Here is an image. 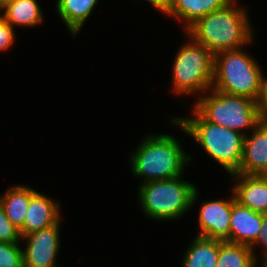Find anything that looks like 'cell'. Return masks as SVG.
<instances>
[{
    "label": "cell",
    "mask_w": 267,
    "mask_h": 267,
    "mask_svg": "<svg viewBox=\"0 0 267 267\" xmlns=\"http://www.w3.org/2000/svg\"><path fill=\"white\" fill-rule=\"evenodd\" d=\"M235 2L230 0L221 9L199 18L186 30L188 37L205 45L213 55L251 43L253 27L244 7H236Z\"/></svg>",
    "instance_id": "6da1fadb"
},
{
    "label": "cell",
    "mask_w": 267,
    "mask_h": 267,
    "mask_svg": "<svg viewBox=\"0 0 267 267\" xmlns=\"http://www.w3.org/2000/svg\"><path fill=\"white\" fill-rule=\"evenodd\" d=\"M132 173L144 182L182 176L191 161L180 143L169 134L146 135L130 157Z\"/></svg>",
    "instance_id": "7a4b0ae2"
},
{
    "label": "cell",
    "mask_w": 267,
    "mask_h": 267,
    "mask_svg": "<svg viewBox=\"0 0 267 267\" xmlns=\"http://www.w3.org/2000/svg\"><path fill=\"white\" fill-rule=\"evenodd\" d=\"M193 118H173L180 129L194 138L230 175L239 173L245 134L206 121L194 108Z\"/></svg>",
    "instance_id": "3957f363"
},
{
    "label": "cell",
    "mask_w": 267,
    "mask_h": 267,
    "mask_svg": "<svg viewBox=\"0 0 267 267\" xmlns=\"http://www.w3.org/2000/svg\"><path fill=\"white\" fill-rule=\"evenodd\" d=\"M181 177L141 183L138 198L145 215L156 221L176 220L195 205L198 188Z\"/></svg>",
    "instance_id": "277c9868"
},
{
    "label": "cell",
    "mask_w": 267,
    "mask_h": 267,
    "mask_svg": "<svg viewBox=\"0 0 267 267\" xmlns=\"http://www.w3.org/2000/svg\"><path fill=\"white\" fill-rule=\"evenodd\" d=\"M258 62L241 48L214 55L212 89L257 101L263 73Z\"/></svg>",
    "instance_id": "5b68a950"
},
{
    "label": "cell",
    "mask_w": 267,
    "mask_h": 267,
    "mask_svg": "<svg viewBox=\"0 0 267 267\" xmlns=\"http://www.w3.org/2000/svg\"><path fill=\"white\" fill-rule=\"evenodd\" d=\"M198 98L194 109L206 121L224 128L244 133L262 122L256 101L249 97L229 95L211 88L209 95Z\"/></svg>",
    "instance_id": "8992f818"
},
{
    "label": "cell",
    "mask_w": 267,
    "mask_h": 267,
    "mask_svg": "<svg viewBox=\"0 0 267 267\" xmlns=\"http://www.w3.org/2000/svg\"><path fill=\"white\" fill-rule=\"evenodd\" d=\"M189 39L175 55L172 90L183 95L207 93L213 86L214 55L205 45Z\"/></svg>",
    "instance_id": "52a82bcc"
},
{
    "label": "cell",
    "mask_w": 267,
    "mask_h": 267,
    "mask_svg": "<svg viewBox=\"0 0 267 267\" xmlns=\"http://www.w3.org/2000/svg\"><path fill=\"white\" fill-rule=\"evenodd\" d=\"M60 221L48 228L22 236L27 240L23 250V267H53L60 247Z\"/></svg>",
    "instance_id": "ba28073f"
},
{
    "label": "cell",
    "mask_w": 267,
    "mask_h": 267,
    "mask_svg": "<svg viewBox=\"0 0 267 267\" xmlns=\"http://www.w3.org/2000/svg\"><path fill=\"white\" fill-rule=\"evenodd\" d=\"M236 201L234 194L227 200L206 201L200 207L197 236L230 242V219L232 205Z\"/></svg>",
    "instance_id": "9c48e42d"
},
{
    "label": "cell",
    "mask_w": 267,
    "mask_h": 267,
    "mask_svg": "<svg viewBox=\"0 0 267 267\" xmlns=\"http://www.w3.org/2000/svg\"><path fill=\"white\" fill-rule=\"evenodd\" d=\"M251 132L244 137L239 173L267 175V122L262 121Z\"/></svg>",
    "instance_id": "30bf717a"
},
{
    "label": "cell",
    "mask_w": 267,
    "mask_h": 267,
    "mask_svg": "<svg viewBox=\"0 0 267 267\" xmlns=\"http://www.w3.org/2000/svg\"><path fill=\"white\" fill-rule=\"evenodd\" d=\"M236 201L254 212L267 214V175H246L235 173L232 177Z\"/></svg>",
    "instance_id": "8fae6325"
},
{
    "label": "cell",
    "mask_w": 267,
    "mask_h": 267,
    "mask_svg": "<svg viewBox=\"0 0 267 267\" xmlns=\"http://www.w3.org/2000/svg\"><path fill=\"white\" fill-rule=\"evenodd\" d=\"M59 211V202L37 191L30 198L23 227L19 230L21 237L57 224L60 221Z\"/></svg>",
    "instance_id": "7c38bea8"
},
{
    "label": "cell",
    "mask_w": 267,
    "mask_h": 267,
    "mask_svg": "<svg viewBox=\"0 0 267 267\" xmlns=\"http://www.w3.org/2000/svg\"><path fill=\"white\" fill-rule=\"evenodd\" d=\"M263 223V214L240 205H232L230 242L250 246L256 239Z\"/></svg>",
    "instance_id": "4fadbf2b"
},
{
    "label": "cell",
    "mask_w": 267,
    "mask_h": 267,
    "mask_svg": "<svg viewBox=\"0 0 267 267\" xmlns=\"http://www.w3.org/2000/svg\"><path fill=\"white\" fill-rule=\"evenodd\" d=\"M0 14L8 23L20 27H35L41 24L44 15L36 0H6L0 4Z\"/></svg>",
    "instance_id": "5bb4252c"
},
{
    "label": "cell",
    "mask_w": 267,
    "mask_h": 267,
    "mask_svg": "<svg viewBox=\"0 0 267 267\" xmlns=\"http://www.w3.org/2000/svg\"><path fill=\"white\" fill-rule=\"evenodd\" d=\"M230 0H171L166 13L185 22V31L199 18L221 9Z\"/></svg>",
    "instance_id": "9a60e30c"
},
{
    "label": "cell",
    "mask_w": 267,
    "mask_h": 267,
    "mask_svg": "<svg viewBox=\"0 0 267 267\" xmlns=\"http://www.w3.org/2000/svg\"><path fill=\"white\" fill-rule=\"evenodd\" d=\"M36 192L29 186L17 185L10 187L4 195L0 196V203L6 216L19 230L23 227L30 198Z\"/></svg>",
    "instance_id": "2e32d148"
},
{
    "label": "cell",
    "mask_w": 267,
    "mask_h": 267,
    "mask_svg": "<svg viewBox=\"0 0 267 267\" xmlns=\"http://www.w3.org/2000/svg\"><path fill=\"white\" fill-rule=\"evenodd\" d=\"M98 0H57L59 17L67 26L70 34L76 36L92 14Z\"/></svg>",
    "instance_id": "e0dca14e"
},
{
    "label": "cell",
    "mask_w": 267,
    "mask_h": 267,
    "mask_svg": "<svg viewBox=\"0 0 267 267\" xmlns=\"http://www.w3.org/2000/svg\"><path fill=\"white\" fill-rule=\"evenodd\" d=\"M220 240L194 237L191 245L185 251L183 267H216L219 255Z\"/></svg>",
    "instance_id": "ac0fdd59"
},
{
    "label": "cell",
    "mask_w": 267,
    "mask_h": 267,
    "mask_svg": "<svg viewBox=\"0 0 267 267\" xmlns=\"http://www.w3.org/2000/svg\"><path fill=\"white\" fill-rule=\"evenodd\" d=\"M257 263L249 246L220 241L216 267H255Z\"/></svg>",
    "instance_id": "d6986e66"
},
{
    "label": "cell",
    "mask_w": 267,
    "mask_h": 267,
    "mask_svg": "<svg viewBox=\"0 0 267 267\" xmlns=\"http://www.w3.org/2000/svg\"><path fill=\"white\" fill-rule=\"evenodd\" d=\"M0 267H23V250L19 242H0Z\"/></svg>",
    "instance_id": "ffe728a7"
},
{
    "label": "cell",
    "mask_w": 267,
    "mask_h": 267,
    "mask_svg": "<svg viewBox=\"0 0 267 267\" xmlns=\"http://www.w3.org/2000/svg\"><path fill=\"white\" fill-rule=\"evenodd\" d=\"M20 240H22V237L19 229L6 216L0 203V242L16 243L20 242Z\"/></svg>",
    "instance_id": "44dd1931"
},
{
    "label": "cell",
    "mask_w": 267,
    "mask_h": 267,
    "mask_svg": "<svg viewBox=\"0 0 267 267\" xmlns=\"http://www.w3.org/2000/svg\"><path fill=\"white\" fill-rule=\"evenodd\" d=\"M14 28L0 15V51L10 48L15 41Z\"/></svg>",
    "instance_id": "7402d4cb"
},
{
    "label": "cell",
    "mask_w": 267,
    "mask_h": 267,
    "mask_svg": "<svg viewBox=\"0 0 267 267\" xmlns=\"http://www.w3.org/2000/svg\"><path fill=\"white\" fill-rule=\"evenodd\" d=\"M261 120L267 122V78L262 76L260 94L256 101Z\"/></svg>",
    "instance_id": "603a6c76"
},
{
    "label": "cell",
    "mask_w": 267,
    "mask_h": 267,
    "mask_svg": "<svg viewBox=\"0 0 267 267\" xmlns=\"http://www.w3.org/2000/svg\"><path fill=\"white\" fill-rule=\"evenodd\" d=\"M256 244L257 245L261 244L262 245L261 247L264 249L263 256L267 255V214H263V223L259 230L257 239L249 246L253 251L256 260H258L257 255H255L256 253H254L256 251L254 250Z\"/></svg>",
    "instance_id": "cb8c5ba5"
},
{
    "label": "cell",
    "mask_w": 267,
    "mask_h": 267,
    "mask_svg": "<svg viewBox=\"0 0 267 267\" xmlns=\"http://www.w3.org/2000/svg\"><path fill=\"white\" fill-rule=\"evenodd\" d=\"M150 4H152L153 7L161 11L162 13L166 14L170 5L171 0H146Z\"/></svg>",
    "instance_id": "d4e9b609"
},
{
    "label": "cell",
    "mask_w": 267,
    "mask_h": 267,
    "mask_svg": "<svg viewBox=\"0 0 267 267\" xmlns=\"http://www.w3.org/2000/svg\"><path fill=\"white\" fill-rule=\"evenodd\" d=\"M263 260H262V267H267V255L263 256Z\"/></svg>",
    "instance_id": "484cf974"
}]
</instances>
